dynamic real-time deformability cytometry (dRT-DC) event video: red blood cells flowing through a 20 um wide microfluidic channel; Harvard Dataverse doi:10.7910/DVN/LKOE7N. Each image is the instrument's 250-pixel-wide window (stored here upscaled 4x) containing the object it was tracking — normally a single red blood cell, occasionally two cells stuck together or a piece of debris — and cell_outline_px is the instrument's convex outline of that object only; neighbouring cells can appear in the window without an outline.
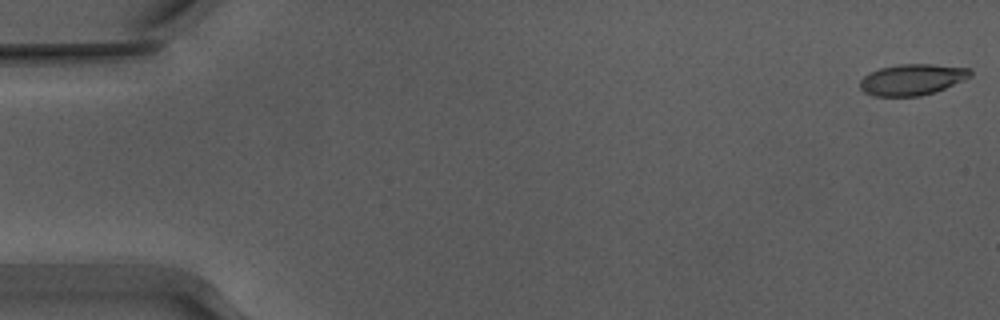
{"species": "Egyptian fruit bat (a non-hibernating species)", "species_latin": "Rousettus aegyptiacus", "temperature_condition": "warm", "stored_images_in_passage": 53, "camera_frame_rate_fps": 3000, "um_per_image_px": 0.085, "animal": {"sex": "male"}, "frame": {"image": 1, "passage_image": 1, "time_ms": 0.0, "image_size_px": [1000, 320], "cell_outline_px": [[972, 76], [964, 80], [944, 88], [920, 96], [872, 96], [864, 92], [860, 88], [860, 80], [868, 72], [880, 68], [900, 64], [932, 64], [968, 68], [972, 72]], "centroid_in_image_um": [77.5, 6.76], "position_along_channel_um": 7.5, "area_um2": 19.94}}
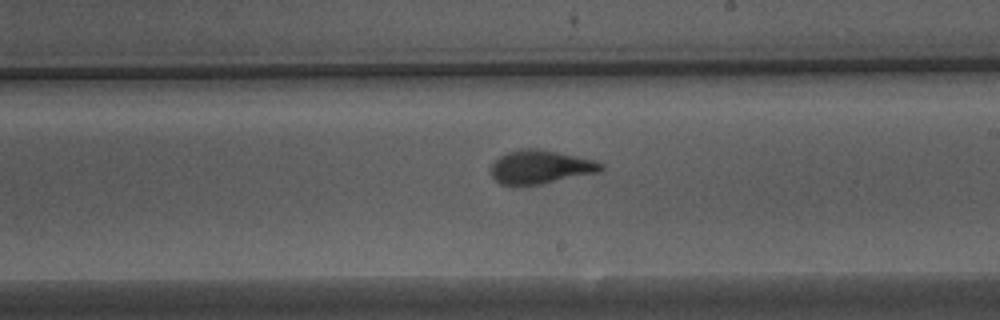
{"frame": {"image": 2, "passage_image": 31, "time_ms": 10.0, "image_size_px": [1000, 320], "cell_outline_px": [[604, 168], [600, 172], [540, 184], [500, 184], [492, 176], [492, 164], [500, 156], [508, 152], [520, 148], [536, 148], [576, 156], [592, 160], [604, 164]], "centroid_in_image_um": [45.96, 14.18], "position_along_channel_um": 243.0, "area_um2": 21.15}}
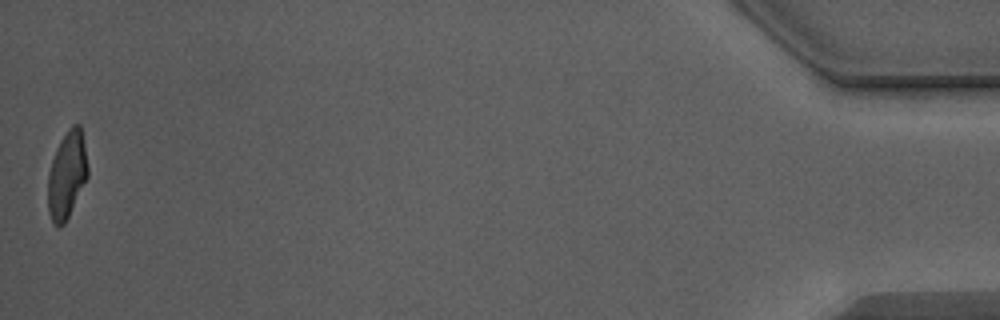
{"frame": {"image": 3, "passage_image": 53, "time_ms": 17.333, "image_size_px": [1000, 320], "cell_outline_px": [[88, 176], [64, 224], [60, 228], [52, 220], [48, 212], [48, 176], [52, 160], [56, 148], [60, 140], [68, 128], [72, 124], [80, 124], [84, 144], [88, 168]], "centroid_in_image_um": [5.68, 14.84], "position_along_channel_um": 429.5, "area_um2": 20.0}, "authors_computed_cell_mechanics": {"area_um2": 20.8658, "velocity_mm_per_s": 3.9028, "shape_relaxation_time_tau1_ms": 4.44, "shape_relaxation_time_tau2_ms": 1.1441, "deformation_change_tau1": 0.2089, "deformation_change_tau2": 0.0816}}